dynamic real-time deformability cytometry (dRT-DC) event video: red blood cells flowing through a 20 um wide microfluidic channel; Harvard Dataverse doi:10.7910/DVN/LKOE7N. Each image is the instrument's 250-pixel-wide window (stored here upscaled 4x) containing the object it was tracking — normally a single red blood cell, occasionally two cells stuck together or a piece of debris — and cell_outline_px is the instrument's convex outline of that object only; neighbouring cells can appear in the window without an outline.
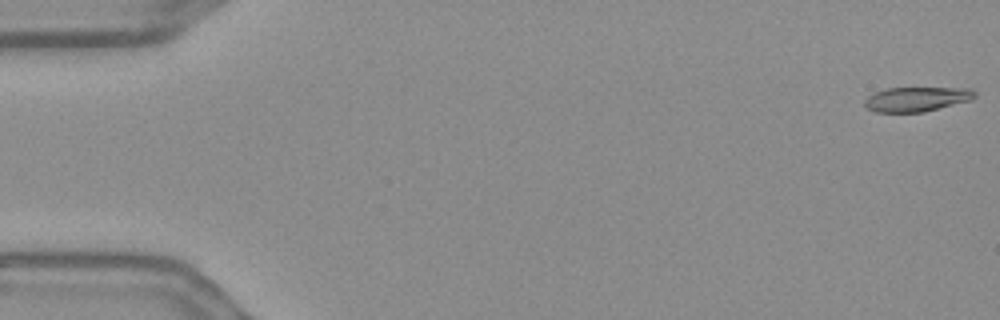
{"species": "Egyptian fruit bat (a non-hibernating species)", "species_latin": "Rousettus aegyptiacus", "temperature_condition": "warm", "stored_images_in_passage": 56, "camera_frame_rate_fps": 3000, "um_per_image_px": 0.085, "frame": {"image": 1, "passage_image": 1, "time_ms": 0.0, "image_size_px": [1000, 320], "cell_outline_px": [[976, 96], [972, 100], [924, 112], [876, 112], [868, 108], [864, 104], [864, 100], [868, 96], [884, 88], [972, 88], [976, 92]], "centroid_in_image_um": [77.94, 8.42], "position_along_channel_um": 7.1, "area_um2": 15.84}}
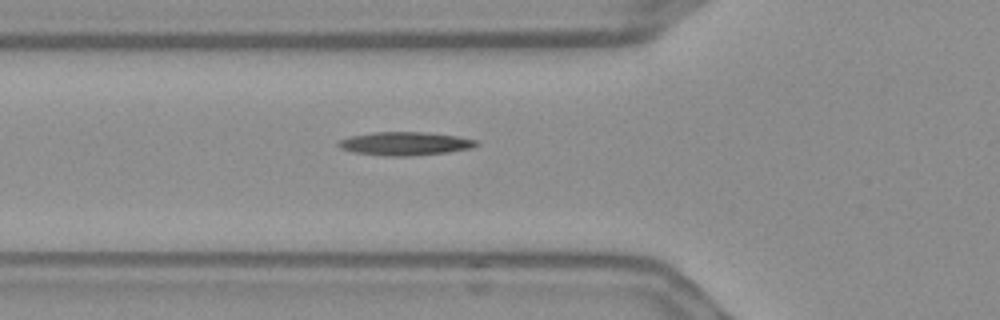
{"frame": {"image": 2, "passage_image": 20, "time_ms": 6.333, "image_size_px": [1000, 320], "cell_outline_px": [[480, 144], [472, 148], [448, 152], [408, 156], [388, 156], [356, 152], [340, 148], [336, 144], [340, 140], [348, 136], [372, 132], [424, 132], [456, 136], [476, 140]], "centroid_in_image_um": [34.42, 12.2], "position_along_channel_um": 91.4, "area_um2": 18.73}}
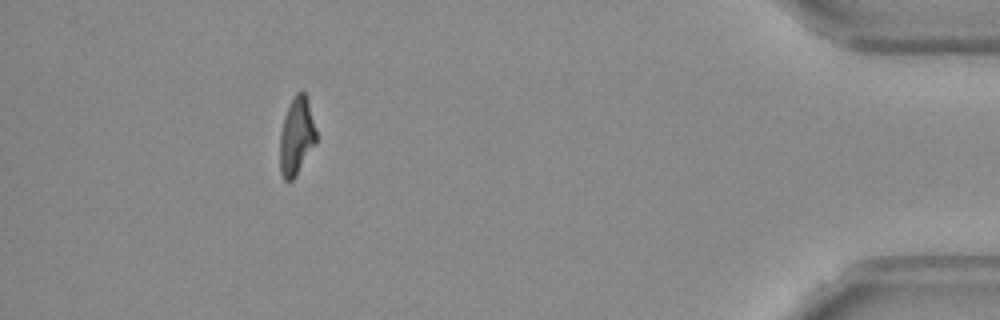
{"frame": {"image": 3, "passage_image": 51, "time_ms": 16.667, "image_size_px": [1000, 320], "cell_outline_px": [[316, 144], [296, 176], [292, 180], [284, 180], [280, 172], [280, 132], [284, 116], [292, 96], [296, 92], [304, 92], [308, 96], [316, 128]], "centroid_in_image_um": [25.22, 11.54], "position_along_channel_um": 410.0, "area_um2": 16.82}, "authors_computed_cell_mechanics": {"area_um2": 17.2244, "velocity_mm_per_s": 3.6421, "shape_relaxation_time_tau1_ms": null, "shape_relaxation_time_tau2_ms": 5.5815, "deformation_change_tau1": null, "deformation_change_tau2": 0.17}}